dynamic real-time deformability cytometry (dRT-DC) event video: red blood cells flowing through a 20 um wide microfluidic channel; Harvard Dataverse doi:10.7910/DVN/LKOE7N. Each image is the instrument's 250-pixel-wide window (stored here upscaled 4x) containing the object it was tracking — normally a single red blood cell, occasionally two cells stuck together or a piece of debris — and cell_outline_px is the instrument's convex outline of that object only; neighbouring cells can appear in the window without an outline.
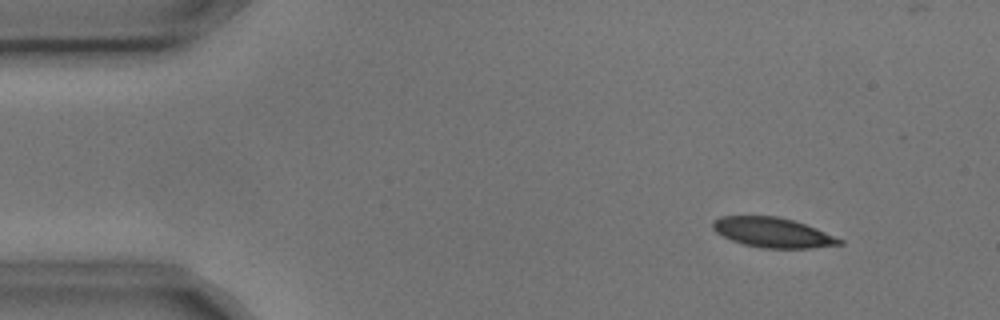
{"species": "common noctule bat (a hibernating species)", "species_latin": "Nyctalus noctula", "temperature_condition": "cold", "stored_images_in_passage": 9, "camera_frame_rate_fps": 3000, "um_per_image_px": 0.085, "animal": {"sex": "male", "body_mass_g": 17.9, "forearm_length_mm": 54.2}, "frame": {"image": 1, "passage_image": 1, "time_ms": 0.0, "image_size_px": [1000, 320], "cell_outline_px": [[844, 244], [812, 248], [764, 248], [744, 244], [732, 240], [716, 232], [712, 228], [712, 220], [720, 216], [776, 216], [792, 220], [816, 228], [844, 240]], "centroid_in_image_um": [65.68, 19.76], "position_along_channel_um": 19.3, "area_um2": 21.96}}
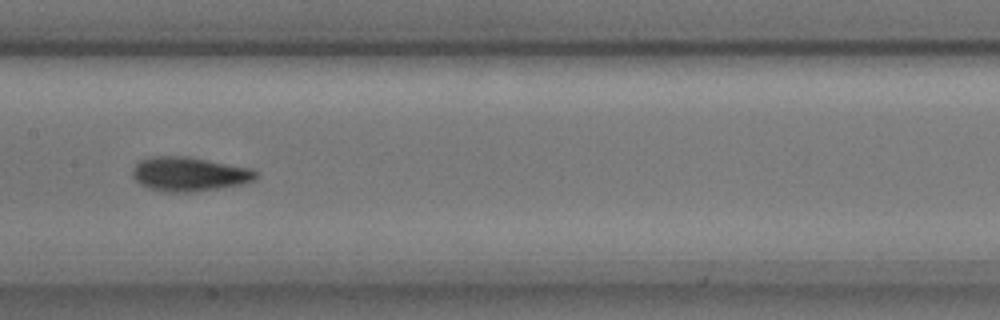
{"frame": {"image": 2, "passage_image": 7, "time_ms": 2.0, "image_size_px": [1000, 320], "cell_outline_px": [[260, 176], [256, 180], [240, 184], [220, 188], [192, 192], [164, 192], [148, 188], [140, 184], [132, 176], [132, 168], [140, 160], [148, 156], [188, 156], [252, 168], [260, 172]], "centroid_in_image_um": [16.11, 14.79], "position_along_channel_um": 191.3, "area_um2": 25.03}}
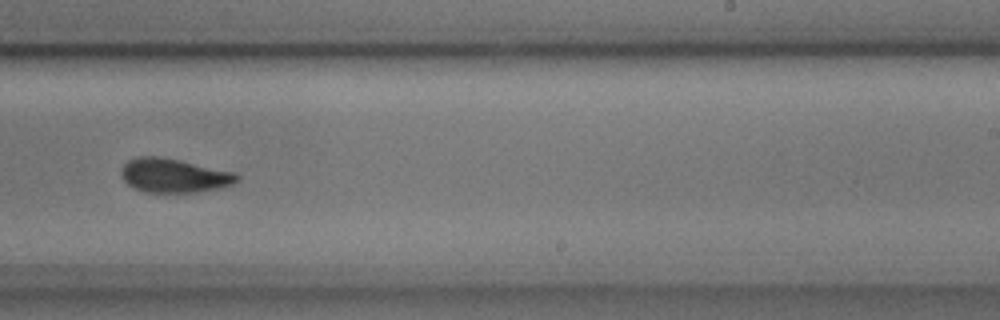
{"frame": {"image": 3, "passage_image": 9, "time_ms": 2.667, "image_size_px": [1000, 320], "cell_outline_px": [[240, 180], [232, 184], [220, 188], [196, 192], [144, 192], [128, 184], [120, 176], [120, 168], [128, 160], [136, 156], [160, 156], [180, 160], [236, 172], [240, 176]], "centroid_in_image_um": [14.79, 14.91], "position_along_channel_um": 274.2, "area_um2": 23.18}}